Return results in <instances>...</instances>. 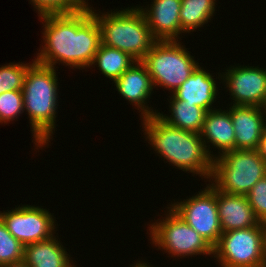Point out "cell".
I'll return each instance as SVG.
<instances>
[{"label": "cell", "mask_w": 266, "mask_h": 267, "mask_svg": "<svg viewBox=\"0 0 266 267\" xmlns=\"http://www.w3.org/2000/svg\"><path fill=\"white\" fill-rule=\"evenodd\" d=\"M56 236L24 246L23 261L30 267H72L75 263Z\"/></svg>", "instance_id": "obj_18"}, {"label": "cell", "mask_w": 266, "mask_h": 267, "mask_svg": "<svg viewBox=\"0 0 266 267\" xmlns=\"http://www.w3.org/2000/svg\"><path fill=\"white\" fill-rule=\"evenodd\" d=\"M229 113L235 131V149H257L266 127V108L231 105Z\"/></svg>", "instance_id": "obj_14"}, {"label": "cell", "mask_w": 266, "mask_h": 267, "mask_svg": "<svg viewBox=\"0 0 266 267\" xmlns=\"http://www.w3.org/2000/svg\"><path fill=\"white\" fill-rule=\"evenodd\" d=\"M42 206L23 205L15 209L0 211V218L14 238L23 246L43 241L58 235L56 220L49 209ZM56 229V230H55Z\"/></svg>", "instance_id": "obj_10"}, {"label": "cell", "mask_w": 266, "mask_h": 267, "mask_svg": "<svg viewBox=\"0 0 266 267\" xmlns=\"http://www.w3.org/2000/svg\"><path fill=\"white\" fill-rule=\"evenodd\" d=\"M24 246L8 231L0 218V267L23 261Z\"/></svg>", "instance_id": "obj_23"}, {"label": "cell", "mask_w": 266, "mask_h": 267, "mask_svg": "<svg viewBox=\"0 0 266 267\" xmlns=\"http://www.w3.org/2000/svg\"><path fill=\"white\" fill-rule=\"evenodd\" d=\"M113 83L116 86L115 90L129 101L130 105L137 107L135 109H138L139 113L141 112L140 118L157 114L158 110H153V107L147 105L150 96L154 93V86L146 66L141 61H135Z\"/></svg>", "instance_id": "obj_12"}, {"label": "cell", "mask_w": 266, "mask_h": 267, "mask_svg": "<svg viewBox=\"0 0 266 267\" xmlns=\"http://www.w3.org/2000/svg\"><path fill=\"white\" fill-rule=\"evenodd\" d=\"M178 41H157L141 61L156 86L172 94L199 65L194 56Z\"/></svg>", "instance_id": "obj_6"}, {"label": "cell", "mask_w": 266, "mask_h": 267, "mask_svg": "<svg viewBox=\"0 0 266 267\" xmlns=\"http://www.w3.org/2000/svg\"><path fill=\"white\" fill-rule=\"evenodd\" d=\"M56 68L34 62L27 70L22 88L24 111L27 112L34 149L49 146L55 133L58 109ZM54 131V132H53ZM39 147V148H38Z\"/></svg>", "instance_id": "obj_3"}, {"label": "cell", "mask_w": 266, "mask_h": 267, "mask_svg": "<svg viewBox=\"0 0 266 267\" xmlns=\"http://www.w3.org/2000/svg\"><path fill=\"white\" fill-rule=\"evenodd\" d=\"M169 209V210H168ZM162 219L148 227L151 243L171 257L212 255L213 247L190 227L170 206ZM187 256V257H186Z\"/></svg>", "instance_id": "obj_8"}, {"label": "cell", "mask_w": 266, "mask_h": 267, "mask_svg": "<svg viewBox=\"0 0 266 267\" xmlns=\"http://www.w3.org/2000/svg\"><path fill=\"white\" fill-rule=\"evenodd\" d=\"M216 202L222 232L260 224L246 195L227 194L216 189Z\"/></svg>", "instance_id": "obj_17"}, {"label": "cell", "mask_w": 266, "mask_h": 267, "mask_svg": "<svg viewBox=\"0 0 266 267\" xmlns=\"http://www.w3.org/2000/svg\"><path fill=\"white\" fill-rule=\"evenodd\" d=\"M200 136L203 139L208 154L213 159L217 154L213 155L210 145H212V148L214 146V149L217 148L219 150L217 156L226 151L234 150L235 131L229 109L222 110L221 108H216L206 112Z\"/></svg>", "instance_id": "obj_15"}, {"label": "cell", "mask_w": 266, "mask_h": 267, "mask_svg": "<svg viewBox=\"0 0 266 267\" xmlns=\"http://www.w3.org/2000/svg\"><path fill=\"white\" fill-rule=\"evenodd\" d=\"M1 267H30L27 265L24 261L17 262V263H12V264H6Z\"/></svg>", "instance_id": "obj_28"}, {"label": "cell", "mask_w": 266, "mask_h": 267, "mask_svg": "<svg viewBox=\"0 0 266 267\" xmlns=\"http://www.w3.org/2000/svg\"><path fill=\"white\" fill-rule=\"evenodd\" d=\"M39 15L73 13L88 5V0H29Z\"/></svg>", "instance_id": "obj_24"}, {"label": "cell", "mask_w": 266, "mask_h": 267, "mask_svg": "<svg viewBox=\"0 0 266 267\" xmlns=\"http://www.w3.org/2000/svg\"><path fill=\"white\" fill-rule=\"evenodd\" d=\"M35 62L32 63H6V65H0V94L12 91L22 90L24 79L28 68Z\"/></svg>", "instance_id": "obj_22"}, {"label": "cell", "mask_w": 266, "mask_h": 267, "mask_svg": "<svg viewBox=\"0 0 266 267\" xmlns=\"http://www.w3.org/2000/svg\"><path fill=\"white\" fill-rule=\"evenodd\" d=\"M38 16L44 27V44L40 46L35 62L53 68L57 63L71 69L91 67L102 42L98 23L92 16L89 4L73 13Z\"/></svg>", "instance_id": "obj_1"}, {"label": "cell", "mask_w": 266, "mask_h": 267, "mask_svg": "<svg viewBox=\"0 0 266 267\" xmlns=\"http://www.w3.org/2000/svg\"><path fill=\"white\" fill-rule=\"evenodd\" d=\"M92 8V16L100 29L102 45L117 48L135 61H142L157 42L138 6L111 10L104 14L101 11L96 13Z\"/></svg>", "instance_id": "obj_4"}, {"label": "cell", "mask_w": 266, "mask_h": 267, "mask_svg": "<svg viewBox=\"0 0 266 267\" xmlns=\"http://www.w3.org/2000/svg\"><path fill=\"white\" fill-rule=\"evenodd\" d=\"M246 197L257 219L266 224V176L252 187Z\"/></svg>", "instance_id": "obj_26"}, {"label": "cell", "mask_w": 266, "mask_h": 267, "mask_svg": "<svg viewBox=\"0 0 266 267\" xmlns=\"http://www.w3.org/2000/svg\"><path fill=\"white\" fill-rule=\"evenodd\" d=\"M130 266H132V267H153V266H151L150 264H149V262L147 261H138L137 260V262L136 263H134L133 265H130Z\"/></svg>", "instance_id": "obj_29"}, {"label": "cell", "mask_w": 266, "mask_h": 267, "mask_svg": "<svg viewBox=\"0 0 266 267\" xmlns=\"http://www.w3.org/2000/svg\"><path fill=\"white\" fill-rule=\"evenodd\" d=\"M169 100V113H171V115H163L162 112H157V115L171 126L178 127L185 131L200 133L207 111L201 107L195 106V104L187 103L185 100Z\"/></svg>", "instance_id": "obj_19"}, {"label": "cell", "mask_w": 266, "mask_h": 267, "mask_svg": "<svg viewBox=\"0 0 266 267\" xmlns=\"http://www.w3.org/2000/svg\"><path fill=\"white\" fill-rule=\"evenodd\" d=\"M170 207L213 248L222 232L216 202V188L209 182L188 199L170 203Z\"/></svg>", "instance_id": "obj_9"}, {"label": "cell", "mask_w": 266, "mask_h": 267, "mask_svg": "<svg viewBox=\"0 0 266 267\" xmlns=\"http://www.w3.org/2000/svg\"><path fill=\"white\" fill-rule=\"evenodd\" d=\"M141 121L145 139L159 157L179 170L210 181L213 158L208 154L200 133L171 126L157 114Z\"/></svg>", "instance_id": "obj_2"}, {"label": "cell", "mask_w": 266, "mask_h": 267, "mask_svg": "<svg viewBox=\"0 0 266 267\" xmlns=\"http://www.w3.org/2000/svg\"><path fill=\"white\" fill-rule=\"evenodd\" d=\"M135 60L127 53L113 47L100 45L97 50L92 67H97L103 75L111 81L118 79L133 63Z\"/></svg>", "instance_id": "obj_21"}, {"label": "cell", "mask_w": 266, "mask_h": 267, "mask_svg": "<svg viewBox=\"0 0 266 267\" xmlns=\"http://www.w3.org/2000/svg\"><path fill=\"white\" fill-rule=\"evenodd\" d=\"M212 75L198 65L188 79L168 97L185 100L187 103L195 104V106L201 107L207 112L216 109L213 108V103L216 102L219 90H217V83L214 80L215 75Z\"/></svg>", "instance_id": "obj_16"}, {"label": "cell", "mask_w": 266, "mask_h": 267, "mask_svg": "<svg viewBox=\"0 0 266 267\" xmlns=\"http://www.w3.org/2000/svg\"><path fill=\"white\" fill-rule=\"evenodd\" d=\"M149 5L138 8L143 13L154 38L157 41L181 39L179 36L184 33L180 23L181 0H153Z\"/></svg>", "instance_id": "obj_13"}, {"label": "cell", "mask_w": 266, "mask_h": 267, "mask_svg": "<svg viewBox=\"0 0 266 267\" xmlns=\"http://www.w3.org/2000/svg\"><path fill=\"white\" fill-rule=\"evenodd\" d=\"M225 70L223 74L218 72V79L229 90L231 105L266 108V68L235 64Z\"/></svg>", "instance_id": "obj_11"}, {"label": "cell", "mask_w": 266, "mask_h": 267, "mask_svg": "<svg viewBox=\"0 0 266 267\" xmlns=\"http://www.w3.org/2000/svg\"><path fill=\"white\" fill-rule=\"evenodd\" d=\"M258 154L263 158L266 162V127L261 135V139L259 141V145L257 147Z\"/></svg>", "instance_id": "obj_27"}, {"label": "cell", "mask_w": 266, "mask_h": 267, "mask_svg": "<svg viewBox=\"0 0 266 267\" xmlns=\"http://www.w3.org/2000/svg\"><path fill=\"white\" fill-rule=\"evenodd\" d=\"M216 0H181L180 23L185 33L196 31L214 17Z\"/></svg>", "instance_id": "obj_20"}, {"label": "cell", "mask_w": 266, "mask_h": 267, "mask_svg": "<svg viewBox=\"0 0 266 267\" xmlns=\"http://www.w3.org/2000/svg\"><path fill=\"white\" fill-rule=\"evenodd\" d=\"M213 256L220 267H266V224L223 232Z\"/></svg>", "instance_id": "obj_7"}, {"label": "cell", "mask_w": 266, "mask_h": 267, "mask_svg": "<svg viewBox=\"0 0 266 267\" xmlns=\"http://www.w3.org/2000/svg\"><path fill=\"white\" fill-rule=\"evenodd\" d=\"M24 113L22 90H12L0 94V123L17 120Z\"/></svg>", "instance_id": "obj_25"}, {"label": "cell", "mask_w": 266, "mask_h": 267, "mask_svg": "<svg viewBox=\"0 0 266 267\" xmlns=\"http://www.w3.org/2000/svg\"><path fill=\"white\" fill-rule=\"evenodd\" d=\"M266 176V162L256 149H234L213 159L209 182L227 194L246 195Z\"/></svg>", "instance_id": "obj_5"}]
</instances>
